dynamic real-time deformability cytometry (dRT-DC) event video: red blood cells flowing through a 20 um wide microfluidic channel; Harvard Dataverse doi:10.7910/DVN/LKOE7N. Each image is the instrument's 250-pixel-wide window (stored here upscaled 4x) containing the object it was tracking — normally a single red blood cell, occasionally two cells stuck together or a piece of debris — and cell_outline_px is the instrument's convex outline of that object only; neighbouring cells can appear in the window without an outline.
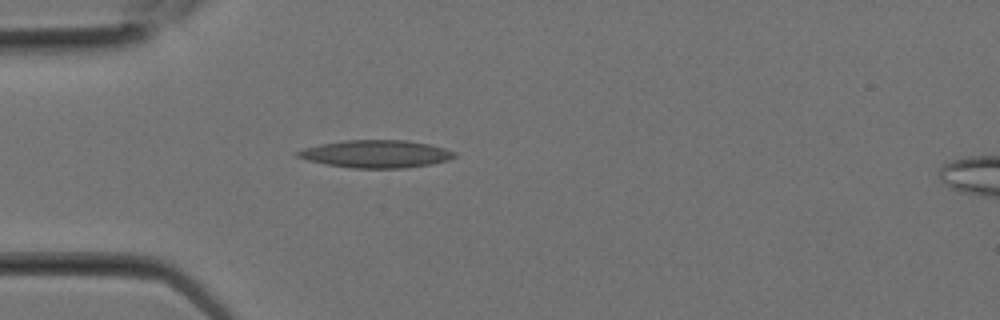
{"species": "Egyptian fruit bat (a non-hibernating species)", "species_latin": "Rousettus aegyptiacus", "temperature_condition": "room temperature", "stored_images_in_passage": 2, "camera_frame_rate_fps": 3000, "um_per_image_px": 0.085, "animal": {"sex": "female"}, "frame": {"image": 1, "passage_image": 1, "time_ms": 0.0, "image_size_px": [1000, 320], "cell_outline_px": [[456, 156], [448, 160], [432, 164], [404, 168], [352, 168], [328, 164], [308, 160], [296, 156], [296, 152], [304, 148], [320, 144], [344, 140], [408, 140], [428, 144], [444, 148], [456, 152]], "centroid_in_image_um": [31.99, 13.08], "position_along_channel_um": 53.0, "area_um2": 25.14}}